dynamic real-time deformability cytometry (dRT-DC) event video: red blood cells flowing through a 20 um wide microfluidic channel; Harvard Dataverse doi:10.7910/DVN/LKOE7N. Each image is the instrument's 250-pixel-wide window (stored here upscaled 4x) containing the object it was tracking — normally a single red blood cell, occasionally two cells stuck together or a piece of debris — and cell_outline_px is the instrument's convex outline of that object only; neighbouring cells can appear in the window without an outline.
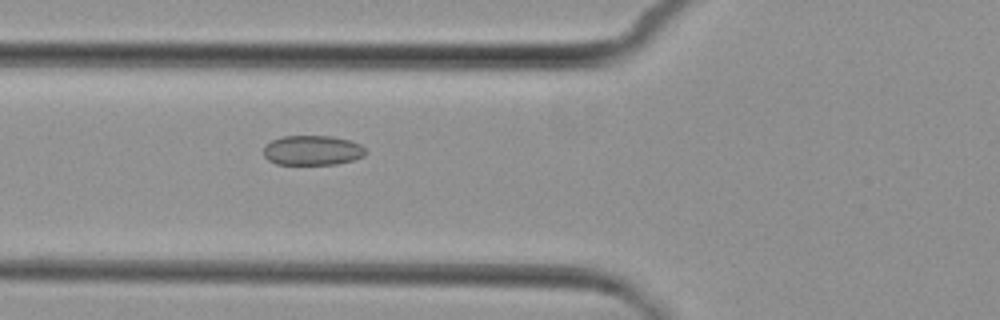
{"species": "common noctule bat (a hibernating species)", "species_latin": "Nyctalus noctula", "temperature_condition": "cold", "stored_images_in_passage": 4, "camera_frame_rate_fps": 3000, "um_per_image_px": 0.085, "animal": {"sex": "female", "body_mass_g": 29.2, "forearm_length_mm": 56.3}, "frame": {"image": 1, "passage_image": 4, "time_ms": 6.333, "image_size_px": [1000, 320], "cell_outline_px": [[368, 152], [364, 156], [352, 160], [336, 164], [276, 164], [268, 160], [264, 156], [264, 148], [272, 140], [284, 136], [332, 136], [348, 140], [360, 144]], "centroid_in_image_um": [26.57, 12.78], "position_along_channel_um": 99.2, "area_um2": 17.63}}